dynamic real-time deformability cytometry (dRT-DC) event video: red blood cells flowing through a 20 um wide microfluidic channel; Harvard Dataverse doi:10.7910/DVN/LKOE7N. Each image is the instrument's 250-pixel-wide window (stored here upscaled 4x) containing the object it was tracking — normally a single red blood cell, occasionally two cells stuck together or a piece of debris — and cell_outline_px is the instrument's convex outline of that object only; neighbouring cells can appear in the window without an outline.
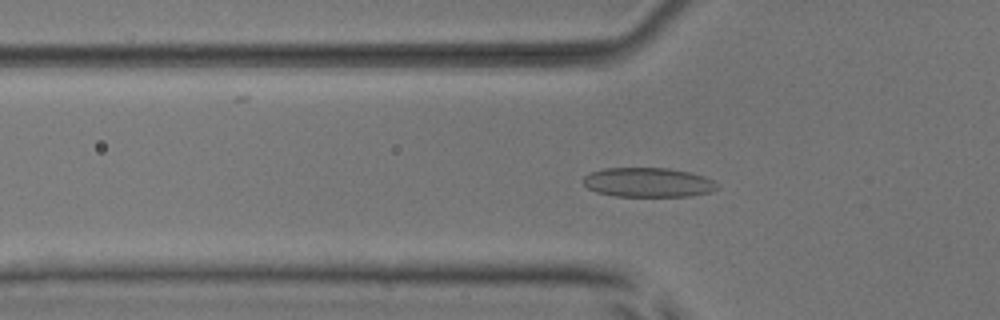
{"species": "common noctule bat (a hibernating species)", "species_latin": "Nyctalus noctula", "temperature_condition": "room temperature", "stored_images_in_passage": 53, "camera_frame_rate_fps": 3000, "um_per_image_px": 0.085, "animal": {"sex": "male", "body_mass_g": 17.9, "forearm_length_mm": 54.2}, "frame": {"image": 1, "passage_image": 18, "time_ms": 5.667, "image_size_px": [1000, 320], "cell_outline_px": [[716, 188], [712, 192], [692, 196], [616, 196], [596, 192], [588, 188], [584, 184], [584, 176], [592, 172], [604, 168], [668, 168], [692, 172], [704, 176], [712, 180], [716, 184]], "centroid_in_image_um": [55.1, 15.5], "position_along_channel_um": 70.7, "area_um2": 22.95}}
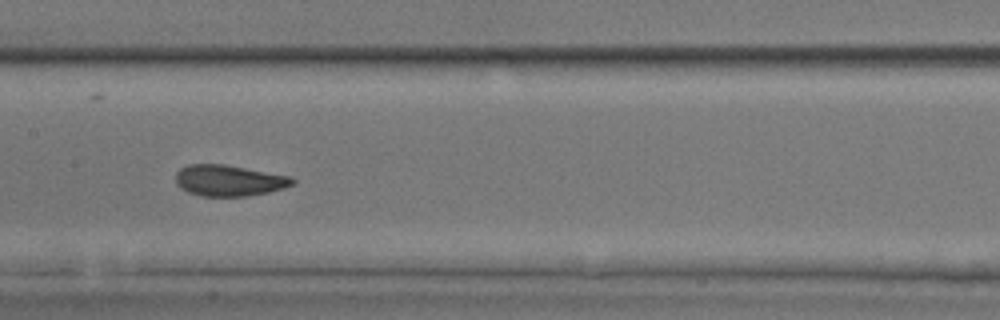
{"frame": {"image": 2, "passage_image": 27, "time_ms": 8.667, "image_size_px": [1000, 320], "cell_outline_px": [[296, 184], [284, 188], [268, 192], [248, 196], [200, 196], [188, 192], [180, 188], [176, 184], [176, 172], [180, 168], [188, 164], [224, 164], [292, 176], [296, 180]], "centroid_in_image_um": [19.48, 15.34], "position_along_channel_um": 187.9, "area_um2": 21.44}}
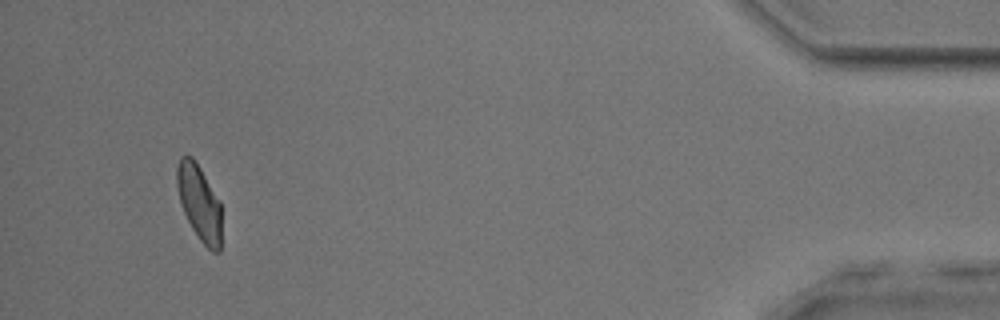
{"frame": {"image": 3, "passage_image": 50, "time_ms": 16.333, "image_size_px": [1000, 320], "cell_outline_px": [[220, 252], [212, 252], [200, 240], [192, 228], [180, 204], [176, 184], [176, 168], [180, 156], [192, 156], [200, 168], [220, 200]], "centroid_in_image_um": [16.92, 17.2], "position_along_channel_um": 418.3, "area_um2": 19.59}, "authors_computed_cell_mechanics": {"area_um2": 21.1548, "velocity_mm_per_s": 3.9209, "shape_relaxation_time_tau1_ms": 4.1174, "shape_relaxation_time_tau2_ms": 0.8854, "deformation_change_tau1": 0.126, "deformation_change_tau2": 0.0516}}